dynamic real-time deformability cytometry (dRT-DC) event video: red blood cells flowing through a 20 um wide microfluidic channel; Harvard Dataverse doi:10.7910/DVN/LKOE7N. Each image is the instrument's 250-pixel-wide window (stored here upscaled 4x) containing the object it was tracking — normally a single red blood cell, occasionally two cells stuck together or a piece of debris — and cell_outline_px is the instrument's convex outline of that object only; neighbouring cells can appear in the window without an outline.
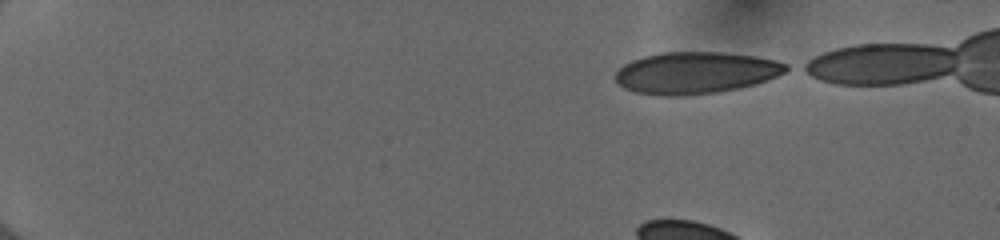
{"species": "human", "species_latin": "Homo sapiens", "temperature_condition": "cold", "stored_images_in_passage": 48, "camera_frame_rate_fps": 3000, "um_per_image_px": 0.085, "donor": {"sex": "female"}, "frame": {"image": 1, "passage_image": 1, "time_ms": 0.0, "image_size_px": [1000, 240], "cell_outline_px": [[792, 68], [768, 80], [740, 88], [716, 92], [680, 96], [660, 96], [636, 92], [624, 88], [616, 84], [612, 76], [624, 64], [632, 60], [644, 56], [664, 52], [724, 52], [756, 56], [776, 60], [788, 64]], "centroid_in_image_um": [59.12, 6.19], "position_along_channel_um": 25.9, "area_um2": 41.96}}
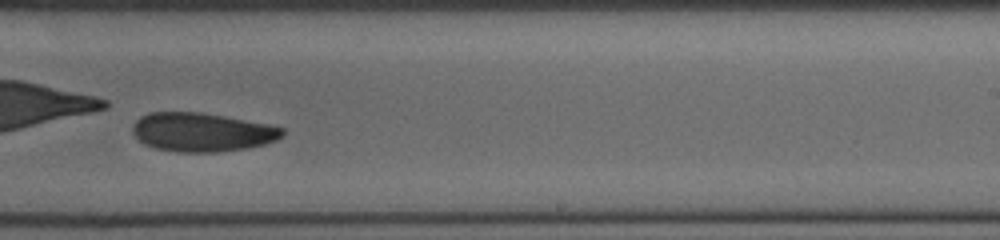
{"frame": {"image": 2, "passage_image": 30, "time_ms": 9.667, "image_size_px": [1000, 240], "cell_outline_px": [[284, 136], [276, 140], [264, 144], [248, 148], [220, 152], [176, 152], [156, 148], [144, 144], [136, 136], [132, 128], [136, 120], [140, 116], [152, 112], [200, 112], [224, 116], [268, 124], [284, 128]], "centroid_in_image_um": [17.19, 11.24], "position_along_channel_um": 271.8, "area_um2": 33.87}}
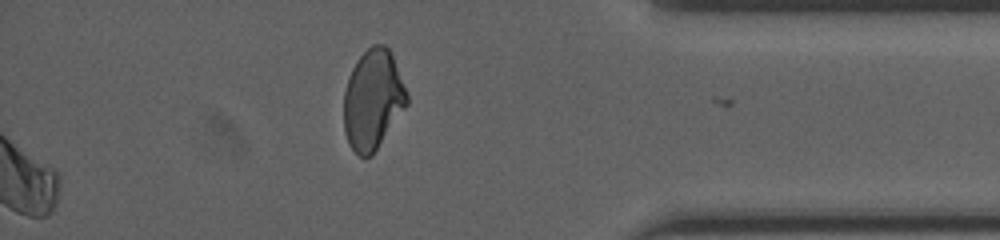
{"frame": {"image": 3, "passage_image": 48, "time_ms": 15.667, "image_size_px": [1000, 240], "cell_outline_px": [[408, 104], [372, 156], [360, 156], [348, 144], [344, 132], [344, 92], [348, 76], [356, 60], [372, 44], [384, 44], [392, 52], [408, 92]], "centroid_in_image_um": [31.7, 8.45], "position_along_channel_um": 403.5, "area_um2": 37.05}}